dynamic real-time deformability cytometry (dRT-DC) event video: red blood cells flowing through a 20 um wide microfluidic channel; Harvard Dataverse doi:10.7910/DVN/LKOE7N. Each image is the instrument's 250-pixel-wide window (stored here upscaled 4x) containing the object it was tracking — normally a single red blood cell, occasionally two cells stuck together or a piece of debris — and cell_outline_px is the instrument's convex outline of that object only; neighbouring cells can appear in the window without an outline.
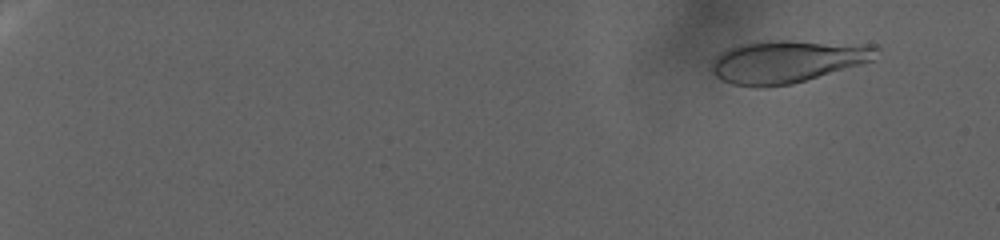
{"species": "human", "species_latin": "Homo sapiens", "temperature_condition": "warm", "stored_images_in_passage": 73, "camera_frame_rate_fps": 3000, "um_per_image_px": 0.085, "donor": {"sex": "female"}, "frame": {"image": 1, "passage_image": 13, "time_ms": 4.0, "image_size_px": [1000, 240], "cell_outline_px": [[880, 48], [872, 60], [860, 64], [792, 84], [764, 88], [756, 88], [732, 84], [720, 80], [712, 72], [712, 64], [716, 56], [728, 48], [740, 44], [768, 40], [788, 40], [880, 44]], "centroid_in_image_um": [66.93, 5.21], "position_along_channel_um": 18.1, "area_um2": 41.33}}
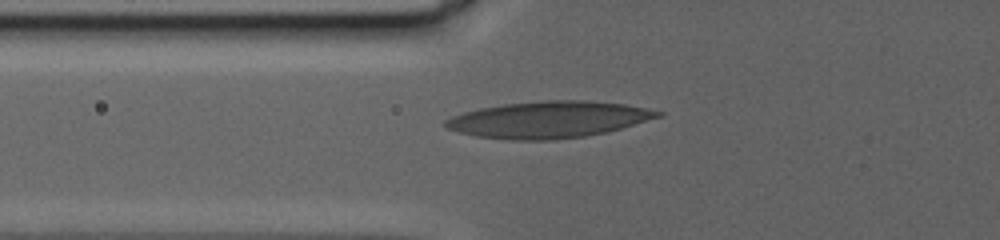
{"frame": {"image": 2, "passage_image": 58, "time_ms": 19.0, "image_size_px": [1000, 240], "cell_outline_px": [[664, 116], [608, 132], [584, 136], [552, 140], [512, 140], [476, 136], [444, 128], [444, 120], [452, 116], [464, 112], [480, 108], [504, 104], [544, 100], [584, 100], [624, 104], [664, 112]], "centroid_in_image_um": [46.64, 10.17], "position_along_channel_um": 79.2, "area_um2": 45.32}}
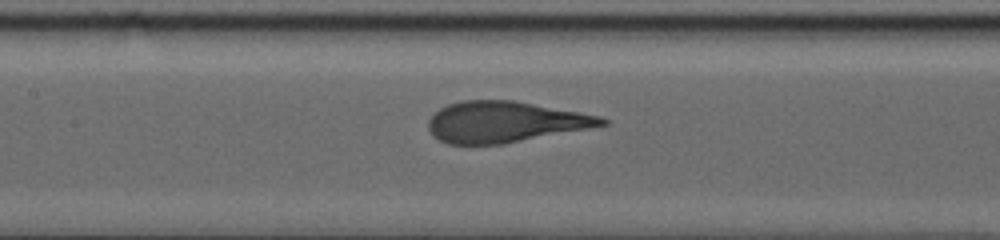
{"frame": {"image": 3, "passage_image": 73, "time_ms": 24.0, "image_size_px": [1000, 240], "cell_outline_px": [[608, 124], [588, 128], [504, 144], [448, 144], [432, 136], [428, 128], [428, 120], [440, 108], [448, 104], [460, 100], [516, 100], [600, 116], [608, 120]], "centroid_in_image_um": [42.89, 10.36], "position_along_channel_um": 164.5, "area_um2": 41.33}}